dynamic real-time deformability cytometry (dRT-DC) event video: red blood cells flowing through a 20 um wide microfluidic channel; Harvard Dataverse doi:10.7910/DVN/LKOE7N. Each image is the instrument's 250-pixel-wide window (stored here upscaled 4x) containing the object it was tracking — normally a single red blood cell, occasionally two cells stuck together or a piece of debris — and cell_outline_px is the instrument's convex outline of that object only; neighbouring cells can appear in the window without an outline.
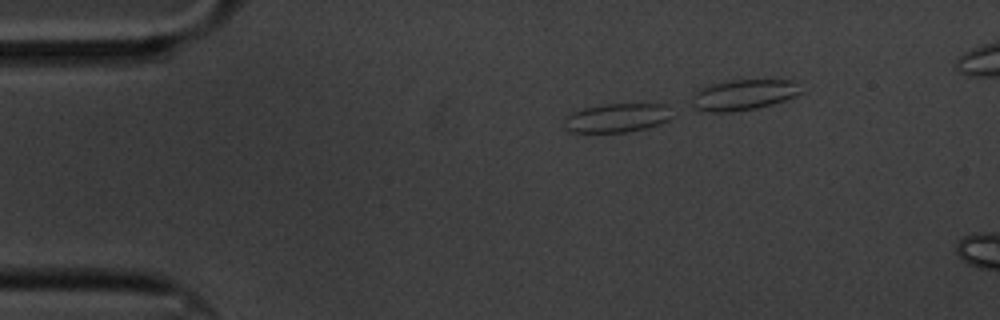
{"species": "common noctule bat (a hibernating species)", "species_latin": "Nyctalus noctula", "temperature_condition": "cold", "stored_images_in_passage": 13, "camera_frame_rate_fps": 3000, "um_per_image_px": 0.085, "animal": {"sex": "male", "body_mass_g": 20.1, "forearm_length_mm": 53.5}, "frame": {"image": 1, "passage_image": 8, "time_ms": 2.333, "image_size_px": [1000, 320], "cell_outline_px": [[676, 116], [660, 124], [644, 128], [624, 132], [568, 132], [564, 128], [564, 120], [572, 112], [584, 108], [608, 104], [668, 104]], "centroid_in_image_um": [52.5, 10.01], "position_along_channel_um": 32.5, "area_um2": 18.32}}